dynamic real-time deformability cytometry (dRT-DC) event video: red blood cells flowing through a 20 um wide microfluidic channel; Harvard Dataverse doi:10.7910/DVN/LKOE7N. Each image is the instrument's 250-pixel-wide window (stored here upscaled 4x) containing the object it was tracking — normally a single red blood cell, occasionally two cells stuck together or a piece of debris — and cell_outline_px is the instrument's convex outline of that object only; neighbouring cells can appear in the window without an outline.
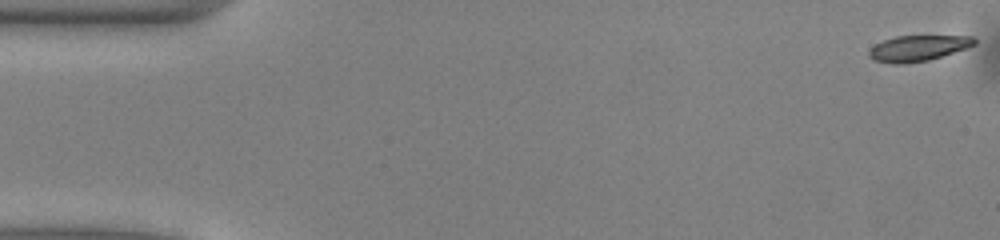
{"species": "common noctule bat (a hibernating species)", "species_latin": "Nyctalus noctula", "temperature_condition": "warm", "stored_images_in_passage": 51, "camera_frame_rate_fps": 3000, "um_per_image_px": 0.085, "animal": {"sex": "male", "body_mass_g": 13.0, "forearm_length_mm": 53.1}, "frame": {"image": 1, "passage_image": 1, "time_ms": 0.0, "image_size_px": [1000, 240], "cell_outline_px": [[976, 44], [928, 60], [904, 64], [892, 64], [872, 60], [868, 56], [868, 52], [876, 44], [884, 40], [896, 36], [972, 36], [976, 40]], "centroid_in_image_um": [77.98, 4.1], "position_along_channel_um": 7.0, "area_um2": 15.61}}
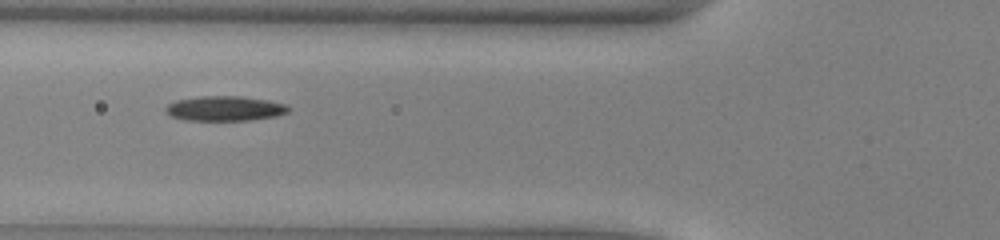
{"frame": {"image": 2, "passage_image": 19, "time_ms": 6.0, "image_size_px": [1000, 240], "cell_outline_px": [[292, 108], [288, 112], [276, 116], [248, 120], [184, 120], [172, 116], [164, 112], [164, 108], [168, 104], [176, 100], [200, 96], [240, 96], [268, 100], [288, 104]], "centroid_in_image_um": [19.12, 9.21], "position_along_channel_um": 106.7, "area_um2": 17.92}}
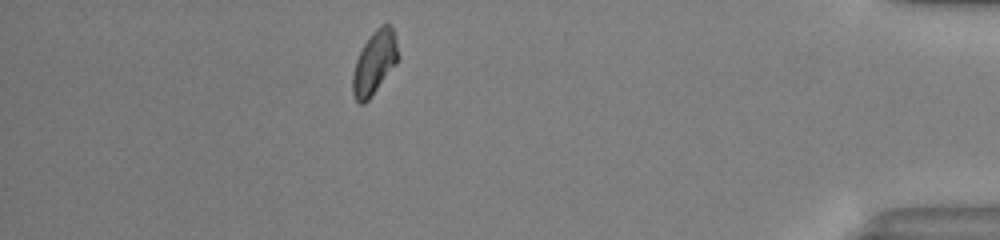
{"frame": {"image": 3, "passage_image": 45, "time_ms": 14.667, "image_size_px": [1000, 240], "cell_outline_px": [[400, 56], [396, 64], [368, 100], [364, 104], [360, 104], [356, 100], [352, 92], [352, 76], [356, 60], [364, 44], [372, 32], [380, 24], [388, 24], [392, 28], [396, 40]], "centroid_in_image_um": [31.83, 5.32], "position_along_channel_um": 403.4, "area_um2": 16.7}, "authors_computed_cell_mechanics": {"area_um2": 16.8198, "velocity_mm_per_s": 4.0204, "shape_relaxation_time_tau1_ms": 4.2611, "shape_relaxation_time_tau2_ms": null, "deformation_change_tau1": 0.1238, "deformation_change_tau2": null}}